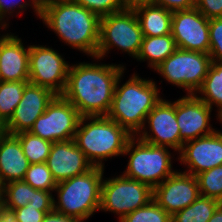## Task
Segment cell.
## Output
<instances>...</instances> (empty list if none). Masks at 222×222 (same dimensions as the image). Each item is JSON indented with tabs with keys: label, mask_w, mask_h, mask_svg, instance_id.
Masks as SVG:
<instances>
[{
	"label": "cell",
	"mask_w": 222,
	"mask_h": 222,
	"mask_svg": "<svg viewBox=\"0 0 222 222\" xmlns=\"http://www.w3.org/2000/svg\"><path fill=\"white\" fill-rule=\"evenodd\" d=\"M105 171V168L93 166L83 174L58 182L53 193L54 210L88 222L100 210Z\"/></svg>",
	"instance_id": "5b68a950"
},
{
	"label": "cell",
	"mask_w": 222,
	"mask_h": 222,
	"mask_svg": "<svg viewBox=\"0 0 222 222\" xmlns=\"http://www.w3.org/2000/svg\"><path fill=\"white\" fill-rule=\"evenodd\" d=\"M195 7L207 19L222 17V0H195Z\"/></svg>",
	"instance_id": "e575fe53"
},
{
	"label": "cell",
	"mask_w": 222,
	"mask_h": 222,
	"mask_svg": "<svg viewBox=\"0 0 222 222\" xmlns=\"http://www.w3.org/2000/svg\"><path fill=\"white\" fill-rule=\"evenodd\" d=\"M118 173L103 178L99 212L112 213L120 221L125 215L152 200L153 189L146 183Z\"/></svg>",
	"instance_id": "9c48e42d"
},
{
	"label": "cell",
	"mask_w": 222,
	"mask_h": 222,
	"mask_svg": "<svg viewBox=\"0 0 222 222\" xmlns=\"http://www.w3.org/2000/svg\"><path fill=\"white\" fill-rule=\"evenodd\" d=\"M199 196L196 177L177 169L153 188L152 199L172 216L191 205Z\"/></svg>",
	"instance_id": "2e32d148"
},
{
	"label": "cell",
	"mask_w": 222,
	"mask_h": 222,
	"mask_svg": "<svg viewBox=\"0 0 222 222\" xmlns=\"http://www.w3.org/2000/svg\"><path fill=\"white\" fill-rule=\"evenodd\" d=\"M87 59L91 61L71 62L61 96L81 117L107 116L118 77L128 66L124 62L105 63L106 60L98 57Z\"/></svg>",
	"instance_id": "6da1fadb"
},
{
	"label": "cell",
	"mask_w": 222,
	"mask_h": 222,
	"mask_svg": "<svg viewBox=\"0 0 222 222\" xmlns=\"http://www.w3.org/2000/svg\"><path fill=\"white\" fill-rule=\"evenodd\" d=\"M0 29H6V28L0 23Z\"/></svg>",
	"instance_id": "f6af8a7d"
},
{
	"label": "cell",
	"mask_w": 222,
	"mask_h": 222,
	"mask_svg": "<svg viewBox=\"0 0 222 222\" xmlns=\"http://www.w3.org/2000/svg\"><path fill=\"white\" fill-rule=\"evenodd\" d=\"M29 165L19 139L6 132L0 135V185L22 181Z\"/></svg>",
	"instance_id": "ffe728a7"
},
{
	"label": "cell",
	"mask_w": 222,
	"mask_h": 222,
	"mask_svg": "<svg viewBox=\"0 0 222 222\" xmlns=\"http://www.w3.org/2000/svg\"><path fill=\"white\" fill-rule=\"evenodd\" d=\"M46 164L56 183L83 174L93 167L74 139L54 142Z\"/></svg>",
	"instance_id": "d6986e66"
},
{
	"label": "cell",
	"mask_w": 222,
	"mask_h": 222,
	"mask_svg": "<svg viewBox=\"0 0 222 222\" xmlns=\"http://www.w3.org/2000/svg\"><path fill=\"white\" fill-rule=\"evenodd\" d=\"M16 34L0 31V81H29L30 44Z\"/></svg>",
	"instance_id": "ac0fdd59"
},
{
	"label": "cell",
	"mask_w": 222,
	"mask_h": 222,
	"mask_svg": "<svg viewBox=\"0 0 222 222\" xmlns=\"http://www.w3.org/2000/svg\"><path fill=\"white\" fill-rule=\"evenodd\" d=\"M127 68L118 77L107 117L124 127L132 136L143 128L146 116L166 96L153 78L142 77L133 71L128 80ZM125 78V82H124Z\"/></svg>",
	"instance_id": "3957f363"
},
{
	"label": "cell",
	"mask_w": 222,
	"mask_h": 222,
	"mask_svg": "<svg viewBox=\"0 0 222 222\" xmlns=\"http://www.w3.org/2000/svg\"><path fill=\"white\" fill-rule=\"evenodd\" d=\"M42 222H80L78 219L66 215H62L55 210L46 214Z\"/></svg>",
	"instance_id": "74e56055"
},
{
	"label": "cell",
	"mask_w": 222,
	"mask_h": 222,
	"mask_svg": "<svg viewBox=\"0 0 222 222\" xmlns=\"http://www.w3.org/2000/svg\"><path fill=\"white\" fill-rule=\"evenodd\" d=\"M220 201L199 196L191 205L174 213L171 222H208Z\"/></svg>",
	"instance_id": "cb8c5ba5"
},
{
	"label": "cell",
	"mask_w": 222,
	"mask_h": 222,
	"mask_svg": "<svg viewBox=\"0 0 222 222\" xmlns=\"http://www.w3.org/2000/svg\"><path fill=\"white\" fill-rule=\"evenodd\" d=\"M100 17L74 0L51 4L41 10L40 23L48 28L61 46L79 51L87 58L96 57L100 38ZM42 21V22H41Z\"/></svg>",
	"instance_id": "7a4b0ae2"
},
{
	"label": "cell",
	"mask_w": 222,
	"mask_h": 222,
	"mask_svg": "<svg viewBox=\"0 0 222 222\" xmlns=\"http://www.w3.org/2000/svg\"><path fill=\"white\" fill-rule=\"evenodd\" d=\"M143 37L137 16L131 6L123 11L104 16L100 19V38L96 57L106 60L117 50L114 55L127 54L135 61L139 55ZM119 50L120 53H118Z\"/></svg>",
	"instance_id": "52a82bcc"
},
{
	"label": "cell",
	"mask_w": 222,
	"mask_h": 222,
	"mask_svg": "<svg viewBox=\"0 0 222 222\" xmlns=\"http://www.w3.org/2000/svg\"><path fill=\"white\" fill-rule=\"evenodd\" d=\"M23 181L31 185L34 189L46 190L49 192H54L57 186L46 162L30 164Z\"/></svg>",
	"instance_id": "f546056e"
},
{
	"label": "cell",
	"mask_w": 222,
	"mask_h": 222,
	"mask_svg": "<svg viewBox=\"0 0 222 222\" xmlns=\"http://www.w3.org/2000/svg\"><path fill=\"white\" fill-rule=\"evenodd\" d=\"M132 135L107 116L81 117L74 141L95 167L106 168V161L123 157Z\"/></svg>",
	"instance_id": "277c9868"
},
{
	"label": "cell",
	"mask_w": 222,
	"mask_h": 222,
	"mask_svg": "<svg viewBox=\"0 0 222 222\" xmlns=\"http://www.w3.org/2000/svg\"><path fill=\"white\" fill-rule=\"evenodd\" d=\"M0 222H17L16 212L13 209L0 205Z\"/></svg>",
	"instance_id": "f35d334b"
},
{
	"label": "cell",
	"mask_w": 222,
	"mask_h": 222,
	"mask_svg": "<svg viewBox=\"0 0 222 222\" xmlns=\"http://www.w3.org/2000/svg\"><path fill=\"white\" fill-rule=\"evenodd\" d=\"M175 99L176 119L182 147L184 143L212 134L218 129L213 125L218 122L221 124V117L195 94H181L178 99L177 97Z\"/></svg>",
	"instance_id": "4fadbf2b"
},
{
	"label": "cell",
	"mask_w": 222,
	"mask_h": 222,
	"mask_svg": "<svg viewBox=\"0 0 222 222\" xmlns=\"http://www.w3.org/2000/svg\"><path fill=\"white\" fill-rule=\"evenodd\" d=\"M123 156L127 158V163L119 173L129 179L146 183L152 189L178 169L174 165L178 163L177 152L165 146L149 144L137 136H132L127 142Z\"/></svg>",
	"instance_id": "8992f818"
},
{
	"label": "cell",
	"mask_w": 222,
	"mask_h": 222,
	"mask_svg": "<svg viewBox=\"0 0 222 222\" xmlns=\"http://www.w3.org/2000/svg\"><path fill=\"white\" fill-rule=\"evenodd\" d=\"M118 222H171V215L152 199Z\"/></svg>",
	"instance_id": "4dcf8cb0"
},
{
	"label": "cell",
	"mask_w": 222,
	"mask_h": 222,
	"mask_svg": "<svg viewBox=\"0 0 222 222\" xmlns=\"http://www.w3.org/2000/svg\"><path fill=\"white\" fill-rule=\"evenodd\" d=\"M171 34L177 48L209 53V19L196 7L172 13Z\"/></svg>",
	"instance_id": "9a60e30c"
},
{
	"label": "cell",
	"mask_w": 222,
	"mask_h": 222,
	"mask_svg": "<svg viewBox=\"0 0 222 222\" xmlns=\"http://www.w3.org/2000/svg\"><path fill=\"white\" fill-rule=\"evenodd\" d=\"M212 59L209 53L190 51L177 48L165 61H163L153 72L159 74L156 84L171 85L182 89L185 94H195L211 67ZM164 80V81H163ZM165 82V83H163Z\"/></svg>",
	"instance_id": "ba28073f"
},
{
	"label": "cell",
	"mask_w": 222,
	"mask_h": 222,
	"mask_svg": "<svg viewBox=\"0 0 222 222\" xmlns=\"http://www.w3.org/2000/svg\"><path fill=\"white\" fill-rule=\"evenodd\" d=\"M56 96L57 94L46 87L28 83L14 114L4 125L5 132L12 135L29 132L34 122L45 112Z\"/></svg>",
	"instance_id": "e0dca14e"
},
{
	"label": "cell",
	"mask_w": 222,
	"mask_h": 222,
	"mask_svg": "<svg viewBox=\"0 0 222 222\" xmlns=\"http://www.w3.org/2000/svg\"><path fill=\"white\" fill-rule=\"evenodd\" d=\"M195 95L222 117V62L212 61L202 86Z\"/></svg>",
	"instance_id": "603a6c76"
},
{
	"label": "cell",
	"mask_w": 222,
	"mask_h": 222,
	"mask_svg": "<svg viewBox=\"0 0 222 222\" xmlns=\"http://www.w3.org/2000/svg\"><path fill=\"white\" fill-rule=\"evenodd\" d=\"M51 45L30 43L29 83L46 87L61 95L67 83L71 61Z\"/></svg>",
	"instance_id": "30bf717a"
},
{
	"label": "cell",
	"mask_w": 222,
	"mask_h": 222,
	"mask_svg": "<svg viewBox=\"0 0 222 222\" xmlns=\"http://www.w3.org/2000/svg\"><path fill=\"white\" fill-rule=\"evenodd\" d=\"M220 127L212 134L183 144L177 156V164L183 166L179 170L195 176L222 165V126Z\"/></svg>",
	"instance_id": "5bb4252c"
},
{
	"label": "cell",
	"mask_w": 222,
	"mask_h": 222,
	"mask_svg": "<svg viewBox=\"0 0 222 222\" xmlns=\"http://www.w3.org/2000/svg\"><path fill=\"white\" fill-rule=\"evenodd\" d=\"M143 1H151V0H125V2L128 4V6H131L134 3L143 2Z\"/></svg>",
	"instance_id": "b9f144b4"
},
{
	"label": "cell",
	"mask_w": 222,
	"mask_h": 222,
	"mask_svg": "<svg viewBox=\"0 0 222 222\" xmlns=\"http://www.w3.org/2000/svg\"><path fill=\"white\" fill-rule=\"evenodd\" d=\"M33 199V187L22 181L2 185L1 204L10 209L26 206Z\"/></svg>",
	"instance_id": "4316f807"
},
{
	"label": "cell",
	"mask_w": 222,
	"mask_h": 222,
	"mask_svg": "<svg viewBox=\"0 0 222 222\" xmlns=\"http://www.w3.org/2000/svg\"><path fill=\"white\" fill-rule=\"evenodd\" d=\"M137 16L143 36L155 37L171 34L172 13L151 1L131 5Z\"/></svg>",
	"instance_id": "44dd1931"
},
{
	"label": "cell",
	"mask_w": 222,
	"mask_h": 222,
	"mask_svg": "<svg viewBox=\"0 0 222 222\" xmlns=\"http://www.w3.org/2000/svg\"><path fill=\"white\" fill-rule=\"evenodd\" d=\"M100 18L123 11L128 7L125 0H74Z\"/></svg>",
	"instance_id": "1f68e13d"
},
{
	"label": "cell",
	"mask_w": 222,
	"mask_h": 222,
	"mask_svg": "<svg viewBox=\"0 0 222 222\" xmlns=\"http://www.w3.org/2000/svg\"><path fill=\"white\" fill-rule=\"evenodd\" d=\"M63 1H68V0H35L40 11L51 4L59 3Z\"/></svg>",
	"instance_id": "ab89813d"
},
{
	"label": "cell",
	"mask_w": 222,
	"mask_h": 222,
	"mask_svg": "<svg viewBox=\"0 0 222 222\" xmlns=\"http://www.w3.org/2000/svg\"><path fill=\"white\" fill-rule=\"evenodd\" d=\"M151 2L162 6L171 12L187 10L195 7V0H151Z\"/></svg>",
	"instance_id": "8d00e7d4"
},
{
	"label": "cell",
	"mask_w": 222,
	"mask_h": 222,
	"mask_svg": "<svg viewBox=\"0 0 222 222\" xmlns=\"http://www.w3.org/2000/svg\"><path fill=\"white\" fill-rule=\"evenodd\" d=\"M1 193H2V186L0 185V205H1Z\"/></svg>",
	"instance_id": "ee69618b"
},
{
	"label": "cell",
	"mask_w": 222,
	"mask_h": 222,
	"mask_svg": "<svg viewBox=\"0 0 222 222\" xmlns=\"http://www.w3.org/2000/svg\"><path fill=\"white\" fill-rule=\"evenodd\" d=\"M200 196L213 198L222 203V165L195 175Z\"/></svg>",
	"instance_id": "f1b7e54d"
},
{
	"label": "cell",
	"mask_w": 222,
	"mask_h": 222,
	"mask_svg": "<svg viewBox=\"0 0 222 222\" xmlns=\"http://www.w3.org/2000/svg\"><path fill=\"white\" fill-rule=\"evenodd\" d=\"M177 49L172 34L163 36H144L136 61L147 64L151 72Z\"/></svg>",
	"instance_id": "7402d4cb"
},
{
	"label": "cell",
	"mask_w": 222,
	"mask_h": 222,
	"mask_svg": "<svg viewBox=\"0 0 222 222\" xmlns=\"http://www.w3.org/2000/svg\"><path fill=\"white\" fill-rule=\"evenodd\" d=\"M208 222H222V203L217 207Z\"/></svg>",
	"instance_id": "60d3db41"
},
{
	"label": "cell",
	"mask_w": 222,
	"mask_h": 222,
	"mask_svg": "<svg viewBox=\"0 0 222 222\" xmlns=\"http://www.w3.org/2000/svg\"><path fill=\"white\" fill-rule=\"evenodd\" d=\"M5 132L4 130V125L3 123L0 121V135H2Z\"/></svg>",
	"instance_id": "7bdbcfd3"
},
{
	"label": "cell",
	"mask_w": 222,
	"mask_h": 222,
	"mask_svg": "<svg viewBox=\"0 0 222 222\" xmlns=\"http://www.w3.org/2000/svg\"><path fill=\"white\" fill-rule=\"evenodd\" d=\"M14 210L17 222H42L46 216L45 212L40 211V207L31 206L30 203Z\"/></svg>",
	"instance_id": "836d02e7"
},
{
	"label": "cell",
	"mask_w": 222,
	"mask_h": 222,
	"mask_svg": "<svg viewBox=\"0 0 222 222\" xmlns=\"http://www.w3.org/2000/svg\"><path fill=\"white\" fill-rule=\"evenodd\" d=\"M22 146L23 153L30 164L47 161L52 142L35 136L30 132H20L15 135Z\"/></svg>",
	"instance_id": "484cf974"
},
{
	"label": "cell",
	"mask_w": 222,
	"mask_h": 222,
	"mask_svg": "<svg viewBox=\"0 0 222 222\" xmlns=\"http://www.w3.org/2000/svg\"><path fill=\"white\" fill-rule=\"evenodd\" d=\"M29 81H0V121L5 125L22 99Z\"/></svg>",
	"instance_id": "d4e9b609"
},
{
	"label": "cell",
	"mask_w": 222,
	"mask_h": 222,
	"mask_svg": "<svg viewBox=\"0 0 222 222\" xmlns=\"http://www.w3.org/2000/svg\"><path fill=\"white\" fill-rule=\"evenodd\" d=\"M53 193L46 190H37L33 188V199L31 206L40 207V211L46 214L54 210Z\"/></svg>",
	"instance_id": "d590c367"
},
{
	"label": "cell",
	"mask_w": 222,
	"mask_h": 222,
	"mask_svg": "<svg viewBox=\"0 0 222 222\" xmlns=\"http://www.w3.org/2000/svg\"><path fill=\"white\" fill-rule=\"evenodd\" d=\"M166 97L148 113L143 128L136 136L149 144L165 146L179 153L182 139L176 119L175 98Z\"/></svg>",
	"instance_id": "7c38bea8"
},
{
	"label": "cell",
	"mask_w": 222,
	"mask_h": 222,
	"mask_svg": "<svg viewBox=\"0 0 222 222\" xmlns=\"http://www.w3.org/2000/svg\"><path fill=\"white\" fill-rule=\"evenodd\" d=\"M27 10L29 12L31 11L37 20L40 19L41 11L35 0H0V23L6 29H9L12 24V18H16L18 15H20L19 17H22Z\"/></svg>",
	"instance_id": "83f0119b"
},
{
	"label": "cell",
	"mask_w": 222,
	"mask_h": 222,
	"mask_svg": "<svg viewBox=\"0 0 222 222\" xmlns=\"http://www.w3.org/2000/svg\"><path fill=\"white\" fill-rule=\"evenodd\" d=\"M81 116L61 95H57L34 122L30 133L52 143L74 139Z\"/></svg>",
	"instance_id": "8fae6325"
},
{
	"label": "cell",
	"mask_w": 222,
	"mask_h": 222,
	"mask_svg": "<svg viewBox=\"0 0 222 222\" xmlns=\"http://www.w3.org/2000/svg\"><path fill=\"white\" fill-rule=\"evenodd\" d=\"M209 38L212 61L222 62V17L209 19Z\"/></svg>",
	"instance_id": "d6a6232c"
}]
</instances>
